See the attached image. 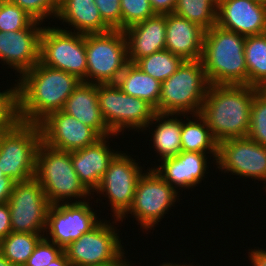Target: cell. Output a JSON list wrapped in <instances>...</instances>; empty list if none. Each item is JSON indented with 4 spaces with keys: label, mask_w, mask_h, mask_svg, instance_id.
I'll list each match as a JSON object with an SVG mask.
<instances>
[{
    "label": "cell",
    "mask_w": 266,
    "mask_h": 266,
    "mask_svg": "<svg viewBox=\"0 0 266 266\" xmlns=\"http://www.w3.org/2000/svg\"><path fill=\"white\" fill-rule=\"evenodd\" d=\"M16 87V117L24 123L39 124L50 113L64 108L80 83L75 75L43 65L40 61L24 72Z\"/></svg>",
    "instance_id": "cell-1"
},
{
    "label": "cell",
    "mask_w": 266,
    "mask_h": 266,
    "mask_svg": "<svg viewBox=\"0 0 266 266\" xmlns=\"http://www.w3.org/2000/svg\"><path fill=\"white\" fill-rule=\"evenodd\" d=\"M258 90L249 85H209L200 115L218 143L247 137L252 101Z\"/></svg>",
    "instance_id": "cell-2"
},
{
    "label": "cell",
    "mask_w": 266,
    "mask_h": 266,
    "mask_svg": "<svg viewBox=\"0 0 266 266\" xmlns=\"http://www.w3.org/2000/svg\"><path fill=\"white\" fill-rule=\"evenodd\" d=\"M246 36L215 24L205 30L201 62L210 85H248Z\"/></svg>",
    "instance_id": "cell-3"
},
{
    "label": "cell",
    "mask_w": 266,
    "mask_h": 266,
    "mask_svg": "<svg viewBox=\"0 0 266 266\" xmlns=\"http://www.w3.org/2000/svg\"><path fill=\"white\" fill-rule=\"evenodd\" d=\"M34 178L42 186L50 205L65 203L66 199L73 201V198L75 203L85 202L91 195L74 170L71 151L54 149L43 142L37 150Z\"/></svg>",
    "instance_id": "cell-4"
},
{
    "label": "cell",
    "mask_w": 266,
    "mask_h": 266,
    "mask_svg": "<svg viewBox=\"0 0 266 266\" xmlns=\"http://www.w3.org/2000/svg\"><path fill=\"white\" fill-rule=\"evenodd\" d=\"M209 85L201 60L184 61L174 74L162 82L156 113L178 116L200 114Z\"/></svg>",
    "instance_id": "cell-5"
},
{
    "label": "cell",
    "mask_w": 266,
    "mask_h": 266,
    "mask_svg": "<svg viewBox=\"0 0 266 266\" xmlns=\"http://www.w3.org/2000/svg\"><path fill=\"white\" fill-rule=\"evenodd\" d=\"M41 142L39 124L16 120L0 133V169L15 182L34 178L36 155Z\"/></svg>",
    "instance_id": "cell-6"
},
{
    "label": "cell",
    "mask_w": 266,
    "mask_h": 266,
    "mask_svg": "<svg viewBox=\"0 0 266 266\" xmlns=\"http://www.w3.org/2000/svg\"><path fill=\"white\" fill-rule=\"evenodd\" d=\"M86 82L116 83L129 64L126 37L123 31L86 34Z\"/></svg>",
    "instance_id": "cell-7"
},
{
    "label": "cell",
    "mask_w": 266,
    "mask_h": 266,
    "mask_svg": "<svg viewBox=\"0 0 266 266\" xmlns=\"http://www.w3.org/2000/svg\"><path fill=\"white\" fill-rule=\"evenodd\" d=\"M97 96L101 115L114 135L127 128L143 131L156 114L150 104L124 93L116 83L97 84Z\"/></svg>",
    "instance_id": "cell-8"
},
{
    "label": "cell",
    "mask_w": 266,
    "mask_h": 266,
    "mask_svg": "<svg viewBox=\"0 0 266 266\" xmlns=\"http://www.w3.org/2000/svg\"><path fill=\"white\" fill-rule=\"evenodd\" d=\"M70 30L54 26L43 28L40 37V62L45 66L73 74L86 82L85 35Z\"/></svg>",
    "instance_id": "cell-9"
},
{
    "label": "cell",
    "mask_w": 266,
    "mask_h": 266,
    "mask_svg": "<svg viewBox=\"0 0 266 266\" xmlns=\"http://www.w3.org/2000/svg\"><path fill=\"white\" fill-rule=\"evenodd\" d=\"M138 181L131 208L126 213L134 216L142 229L153 230L164 214L177 201L178 190L164 181L154 169L145 171ZM153 228V229H152Z\"/></svg>",
    "instance_id": "cell-10"
},
{
    "label": "cell",
    "mask_w": 266,
    "mask_h": 266,
    "mask_svg": "<svg viewBox=\"0 0 266 266\" xmlns=\"http://www.w3.org/2000/svg\"><path fill=\"white\" fill-rule=\"evenodd\" d=\"M138 163L130 155L119 152L111 161L99 186L94 191L101 195L105 193L111 205L112 217L118 219L119 222L126 219V213L134 200L138 181L144 173L143 167Z\"/></svg>",
    "instance_id": "cell-11"
},
{
    "label": "cell",
    "mask_w": 266,
    "mask_h": 266,
    "mask_svg": "<svg viewBox=\"0 0 266 266\" xmlns=\"http://www.w3.org/2000/svg\"><path fill=\"white\" fill-rule=\"evenodd\" d=\"M7 203L12 232L45 233L50 204L35 178L15 182Z\"/></svg>",
    "instance_id": "cell-12"
},
{
    "label": "cell",
    "mask_w": 266,
    "mask_h": 266,
    "mask_svg": "<svg viewBox=\"0 0 266 266\" xmlns=\"http://www.w3.org/2000/svg\"><path fill=\"white\" fill-rule=\"evenodd\" d=\"M101 221L89 202L66 200L65 203L49 206L44 237L64 250Z\"/></svg>",
    "instance_id": "cell-13"
},
{
    "label": "cell",
    "mask_w": 266,
    "mask_h": 266,
    "mask_svg": "<svg viewBox=\"0 0 266 266\" xmlns=\"http://www.w3.org/2000/svg\"><path fill=\"white\" fill-rule=\"evenodd\" d=\"M116 221L119 220L114 219L112 225L110 221L102 219L90 232L84 233L64 249L72 266H92L108 263L125 252L117 233V227L114 226Z\"/></svg>",
    "instance_id": "cell-14"
},
{
    "label": "cell",
    "mask_w": 266,
    "mask_h": 266,
    "mask_svg": "<svg viewBox=\"0 0 266 266\" xmlns=\"http://www.w3.org/2000/svg\"><path fill=\"white\" fill-rule=\"evenodd\" d=\"M215 163L224 173L266 182V146L248 137L219 142Z\"/></svg>",
    "instance_id": "cell-15"
},
{
    "label": "cell",
    "mask_w": 266,
    "mask_h": 266,
    "mask_svg": "<svg viewBox=\"0 0 266 266\" xmlns=\"http://www.w3.org/2000/svg\"><path fill=\"white\" fill-rule=\"evenodd\" d=\"M39 126L42 142L62 151L82 149L101 138L91 127L63 110L50 113Z\"/></svg>",
    "instance_id": "cell-16"
},
{
    "label": "cell",
    "mask_w": 266,
    "mask_h": 266,
    "mask_svg": "<svg viewBox=\"0 0 266 266\" xmlns=\"http://www.w3.org/2000/svg\"><path fill=\"white\" fill-rule=\"evenodd\" d=\"M42 23L34 20L23 30L0 31V60L20 73L19 76L40 61V37L44 28Z\"/></svg>",
    "instance_id": "cell-17"
},
{
    "label": "cell",
    "mask_w": 266,
    "mask_h": 266,
    "mask_svg": "<svg viewBox=\"0 0 266 266\" xmlns=\"http://www.w3.org/2000/svg\"><path fill=\"white\" fill-rule=\"evenodd\" d=\"M217 25L244 36L266 33V6L252 0H217Z\"/></svg>",
    "instance_id": "cell-18"
},
{
    "label": "cell",
    "mask_w": 266,
    "mask_h": 266,
    "mask_svg": "<svg viewBox=\"0 0 266 266\" xmlns=\"http://www.w3.org/2000/svg\"><path fill=\"white\" fill-rule=\"evenodd\" d=\"M109 138H111L110 135L101 137L92 145L71 151L74 170L91 193H94L99 186L111 161L119 153L109 149V143H107Z\"/></svg>",
    "instance_id": "cell-19"
},
{
    "label": "cell",
    "mask_w": 266,
    "mask_h": 266,
    "mask_svg": "<svg viewBox=\"0 0 266 266\" xmlns=\"http://www.w3.org/2000/svg\"><path fill=\"white\" fill-rule=\"evenodd\" d=\"M207 153L181 151L175 157L166 158L153 169L175 189L193 188L204 179L207 166Z\"/></svg>",
    "instance_id": "cell-20"
},
{
    "label": "cell",
    "mask_w": 266,
    "mask_h": 266,
    "mask_svg": "<svg viewBox=\"0 0 266 266\" xmlns=\"http://www.w3.org/2000/svg\"><path fill=\"white\" fill-rule=\"evenodd\" d=\"M205 29L174 13L166 14L165 49L184 61L200 60Z\"/></svg>",
    "instance_id": "cell-21"
},
{
    "label": "cell",
    "mask_w": 266,
    "mask_h": 266,
    "mask_svg": "<svg viewBox=\"0 0 266 266\" xmlns=\"http://www.w3.org/2000/svg\"><path fill=\"white\" fill-rule=\"evenodd\" d=\"M127 42L128 61L137 60L165 49L166 14H155L123 31Z\"/></svg>",
    "instance_id": "cell-22"
},
{
    "label": "cell",
    "mask_w": 266,
    "mask_h": 266,
    "mask_svg": "<svg viewBox=\"0 0 266 266\" xmlns=\"http://www.w3.org/2000/svg\"><path fill=\"white\" fill-rule=\"evenodd\" d=\"M62 110L91 127L100 137L117 136L110 131L101 115L97 84L80 81Z\"/></svg>",
    "instance_id": "cell-23"
},
{
    "label": "cell",
    "mask_w": 266,
    "mask_h": 266,
    "mask_svg": "<svg viewBox=\"0 0 266 266\" xmlns=\"http://www.w3.org/2000/svg\"><path fill=\"white\" fill-rule=\"evenodd\" d=\"M55 18H59L75 33L95 34L112 30L102 19L94 0H58Z\"/></svg>",
    "instance_id": "cell-24"
},
{
    "label": "cell",
    "mask_w": 266,
    "mask_h": 266,
    "mask_svg": "<svg viewBox=\"0 0 266 266\" xmlns=\"http://www.w3.org/2000/svg\"><path fill=\"white\" fill-rule=\"evenodd\" d=\"M175 115V116H174ZM171 117V118H170ZM177 114L156 113L148 123L145 130L156 123V129L152 131L153 148L160 156L161 160L175 157L181 149V129L182 120L177 119ZM159 123V124H157Z\"/></svg>",
    "instance_id": "cell-25"
},
{
    "label": "cell",
    "mask_w": 266,
    "mask_h": 266,
    "mask_svg": "<svg viewBox=\"0 0 266 266\" xmlns=\"http://www.w3.org/2000/svg\"><path fill=\"white\" fill-rule=\"evenodd\" d=\"M116 85L126 94L140 98L158 108L162 83L129 63L116 81Z\"/></svg>",
    "instance_id": "cell-26"
},
{
    "label": "cell",
    "mask_w": 266,
    "mask_h": 266,
    "mask_svg": "<svg viewBox=\"0 0 266 266\" xmlns=\"http://www.w3.org/2000/svg\"><path fill=\"white\" fill-rule=\"evenodd\" d=\"M184 116L187 119L182 121V151L209 153L211 154L210 157L213 155V161H215L218 156V142L214 139L206 120L200 114L192 115V118L196 117L194 121L193 119L190 120L186 115Z\"/></svg>",
    "instance_id": "cell-27"
},
{
    "label": "cell",
    "mask_w": 266,
    "mask_h": 266,
    "mask_svg": "<svg viewBox=\"0 0 266 266\" xmlns=\"http://www.w3.org/2000/svg\"><path fill=\"white\" fill-rule=\"evenodd\" d=\"M244 53L248 85L266 89V33L246 36Z\"/></svg>",
    "instance_id": "cell-28"
},
{
    "label": "cell",
    "mask_w": 266,
    "mask_h": 266,
    "mask_svg": "<svg viewBox=\"0 0 266 266\" xmlns=\"http://www.w3.org/2000/svg\"><path fill=\"white\" fill-rule=\"evenodd\" d=\"M45 234L11 232L0 240V252L16 266H24Z\"/></svg>",
    "instance_id": "cell-29"
},
{
    "label": "cell",
    "mask_w": 266,
    "mask_h": 266,
    "mask_svg": "<svg viewBox=\"0 0 266 266\" xmlns=\"http://www.w3.org/2000/svg\"><path fill=\"white\" fill-rule=\"evenodd\" d=\"M173 13L208 30L217 22V0H177Z\"/></svg>",
    "instance_id": "cell-30"
},
{
    "label": "cell",
    "mask_w": 266,
    "mask_h": 266,
    "mask_svg": "<svg viewBox=\"0 0 266 266\" xmlns=\"http://www.w3.org/2000/svg\"><path fill=\"white\" fill-rule=\"evenodd\" d=\"M184 60L164 49L137 60L134 64L161 83L174 74Z\"/></svg>",
    "instance_id": "cell-31"
},
{
    "label": "cell",
    "mask_w": 266,
    "mask_h": 266,
    "mask_svg": "<svg viewBox=\"0 0 266 266\" xmlns=\"http://www.w3.org/2000/svg\"><path fill=\"white\" fill-rule=\"evenodd\" d=\"M247 137L266 146V89H259L254 94Z\"/></svg>",
    "instance_id": "cell-32"
},
{
    "label": "cell",
    "mask_w": 266,
    "mask_h": 266,
    "mask_svg": "<svg viewBox=\"0 0 266 266\" xmlns=\"http://www.w3.org/2000/svg\"><path fill=\"white\" fill-rule=\"evenodd\" d=\"M35 19L10 0L0 6V31H18L27 28Z\"/></svg>",
    "instance_id": "cell-33"
},
{
    "label": "cell",
    "mask_w": 266,
    "mask_h": 266,
    "mask_svg": "<svg viewBox=\"0 0 266 266\" xmlns=\"http://www.w3.org/2000/svg\"><path fill=\"white\" fill-rule=\"evenodd\" d=\"M121 31L155 15L149 0H120Z\"/></svg>",
    "instance_id": "cell-34"
},
{
    "label": "cell",
    "mask_w": 266,
    "mask_h": 266,
    "mask_svg": "<svg viewBox=\"0 0 266 266\" xmlns=\"http://www.w3.org/2000/svg\"><path fill=\"white\" fill-rule=\"evenodd\" d=\"M25 10L35 20L43 22L44 19L54 17L58 10V0H10Z\"/></svg>",
    "instance_id": "cell-35"
},
{
    "label": "cell",
    "mask_w": 266,
    "mask_h": 266,
    "mask_svg": "<svg viewBox=\"0 0 266 266\" xmlns=\"http://www.w3.org/2000/svg\"><path fill=\"white\" fill-rule=\"evenodd\" d=\"M63 251L61 247L43 236L24 266H48Z\"/></svg>",
    "instance_id": "cell-36"
},
{
    "label": "cell",
    "mask_w": 266,
    "mask_h": 266,
    "mask_svg": "<svg viewBox=\"0 0 266 266\" xmlns=\"http://www.w3.org/2000/svg\"><path fill=\"white\" fill-rule=\"evenodd\" d=\"M0 92V133L5 132L16 120V87Z\"/></svg>",
    "instance_id": "cell-37"
},
{
    "label": "cell",
    "mask_w": 266,
    "mask_h": 266,
    "mask_svg": "<svg viewBox=\"0 0 266 266\" xmlns=\"http://www.w3.org/2000/svg\"><path fill=\"white\" fill-rule=\"evenodd\" d=\"M103 21L112 29L121 31L120 0H94Z\"/></svg>",
    "instance_id": "cell-38"
},
{
    "label": "cell",
    "mask_w": 266,
    "mask_h": 266,
    "mask_svg": "<svg viewBox=\"0 0 266 266\" xmlns=\"http://www.w3.org/2000/svg\"><path fill=\"white\" fill-rule=\"evenodd\" d=\"M12 232L8 203L0 204V240Z\"/></svg>",
    "instance_id": "cell-39"
},
{
    "label": "cell",
    "mask_w": 266,
    "mask_h": 266,
    "mask_svg": "<svg viewBox=\"0 0 266 266\" xmlns=\"http://www.w3.org/2000/svg\"><path fill=\"white\" fill-rule=\"evenodd\" d=\"M15 181L6 176L0 169V204L8 202Z\"/></svg>",
    "instance_id": "cell-40"
},
{
    "label": "cell",
    "mask_w": 266,
    "mask_h": 266,
    "mask_svg": "<svg viewBox=\"0 0 266 266\" xmlns=\"http://www.w3.org/2000/svg\"><path fill=\"white\" fill-rule=\"evenodd\" d=\"M152 10L155 14L173 13L177 4V0H149Z\"/></svg>",
    "instance_id": "cell-41"
},
{
    "label": "cell",
    "mask_w": 266,
    "mask_h": 266,
    "mask_svg": "<svg viewBox=\"0 0 266 266\" xmlns=\"http://www.w3.org/2000/svg\"><path fill=\"white\" fill-rule=\"evenodd\" d=\"M248 255L253 266H266V249H252Z\"/></svg>",
    "instance_id": "cell-42"
},
{
    "label": "cell",
    "mask_w": 266,
    "mask_h": 266,
    "mask_svg": "<svg viewBox=\"0 0 266 266\" xmlns=\"http://www.w3.org/2000/svg\"><path fill=\"white\" fill-rule=\"evenodd\" d=\"M125 253L123 252L117 259L110 261L108 263L92 265V266H132L130 265V261H127L125 258ZM127 261V262H126Z\"/></svg>",
    "instance_id": "cell-43"
},
{
    "label": "cell",
    "mask_w": 266,
    "mask_h": 266,
    "mask_svg": "<svg viewBox=\"0 0 266 266\" xmlns=\"http://www.w3.org/2000/svg\"><path fill=\"white\" fill-rule=\"evenodd\" d=\"M48 266H72L68 260L65 251H63L55 260H53Z\"/></svg>",
    "instance_id": "cell-44"
},
{
    "label": "cell",
    "mask_w": 266,
    "mask_h": 266,
    "mask_svg": "<svg viewBox=\"0 0 266 266\" xmlns=\"http://www.w3.org/2000/svg\"><path fill=\"white\" fill-rule=\"evenodd\" d=\"M0 266H16L7 260L3 254L0 252Z\"/></svg>",
    "instance_id": "cell-45"
},
{
    "label": "cell",
    "mask_w": 266,
    "mask_h": 266,
    "mask_svg": "<svg viewBox=\"0 0 266 266\" xmlns=\"http://www.w3.org/2000/svg\"><path fill=\"white\" fill-rule=\"evenodd\" d=\"M159 266H193V264L192 265H190V264H186L185 263V265L184 264H177V263H166V262H163L162 264H160ZM197 266V265H196ZM200 266V265H199Z\"/></svg>",
    "instance_id": "cell-46"
},
{
    "label": "cell",
    "mask_w": 266,
    "mask_h": 266,
    "mask_svg": "<svg viewBox=\"0 0 266 266\" xmlns=\"http://www.w3.org/2000/svg\"><path fill=\"white\" fill-rule=\"evenodd\" d=\"M252 1L266 6V0H252Z\"/></svg>",
    "instance_id": "cell-47"
}]
</instances>
